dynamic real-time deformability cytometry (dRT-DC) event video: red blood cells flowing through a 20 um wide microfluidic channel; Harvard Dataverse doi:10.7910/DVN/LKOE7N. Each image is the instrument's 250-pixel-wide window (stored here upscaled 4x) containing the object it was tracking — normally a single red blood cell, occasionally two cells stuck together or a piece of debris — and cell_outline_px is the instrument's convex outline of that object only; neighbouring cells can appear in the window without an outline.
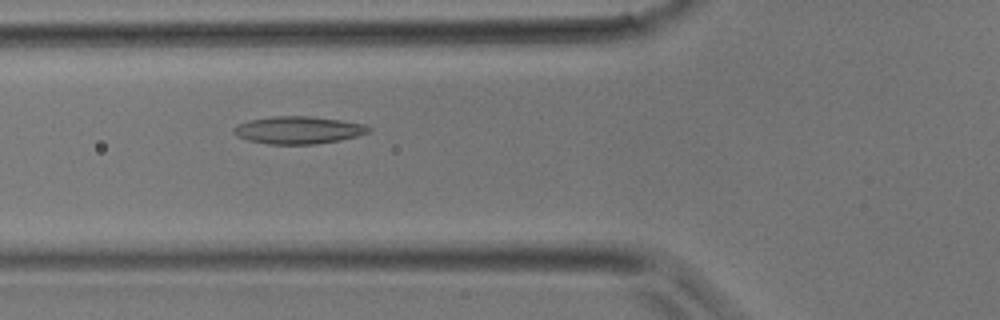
{"species": "common noctule bat (a hibernating species)", "species_latin": "Nyctalus noctula", "temperature_condition": "room temperature", "stored_images_in_passage": 39, "camera_frame_rate_fps": 3000, "um_per_image_px": 0.085, "animal": {"sex": "male", "body_mass_g": 17.9}, "frame": {"image": 1, "passage_image": 14, "time_ms": 4.333, "image_size_px": [1000, 320], "cell_outline_px": [[372, 128], [368, 132], [356, 136], [340, 140], [316, 144], [268, 144], [248, 140], [236, 136], [232, 132], [232, 128], [236, 124], [248, 120], [272, 116], [312, 116], [340, 120], [364, 124]], "centroid_in_image_um": [25.3, 11.05], "position_along_channel_um": 100.5, "area_um2": 21.73}}
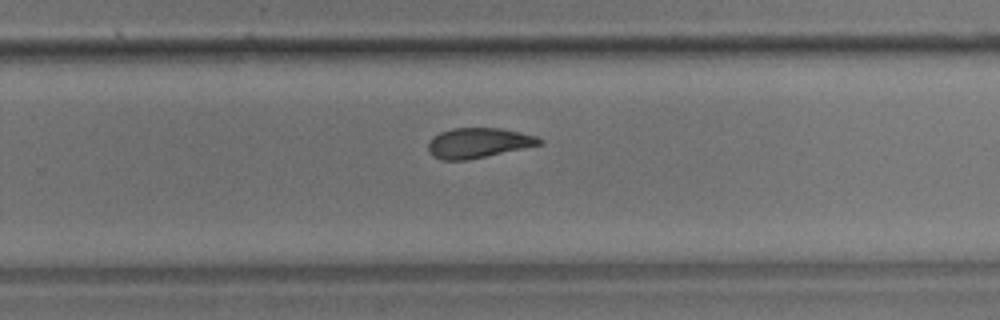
{"frame": {"image": 2, "passage_image": 25, "time_ms": 8.0, "image_size_px": [1000, 320], "cell_outline_px": [[544, 144], [468, 160], [440, 160], [432, 156], [428, 152], [428, 144], [432, 136], [440, 132], [452, 128], [500, 128], [536, 136], [544, 140]], "centroid_in_image_um": [40.64, 12.15], "position_along_channel_um": 289.2, "area_um2": 19.65}}
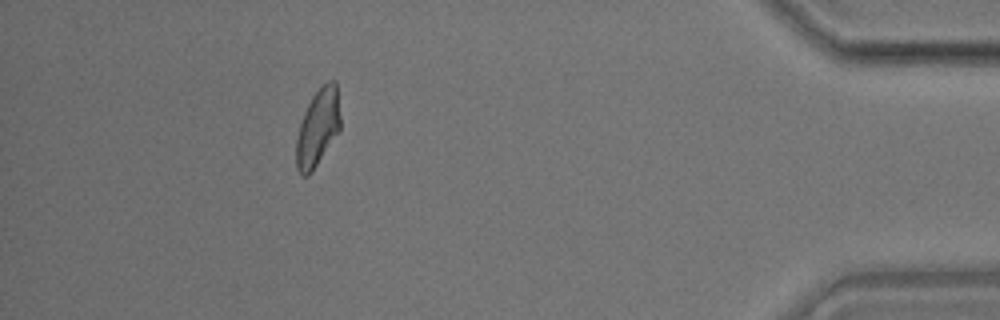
{"frame": {"image": 3, "passage_image": 35, "time_ms": 11.333, "image_size_px": [1000, 320], "cell_outline_px": [[340, 132], [312, 172], [308, 176], [300, 176], [296, 168], [296, 140], [300, 124], [304, 112], [312, 96], [328, 80], [336, 80], [340, 116]], "centroid_in_image_um": [27.02, 10.89], "position_along_channel_um": 408.2, "area_um2": 20.06}}